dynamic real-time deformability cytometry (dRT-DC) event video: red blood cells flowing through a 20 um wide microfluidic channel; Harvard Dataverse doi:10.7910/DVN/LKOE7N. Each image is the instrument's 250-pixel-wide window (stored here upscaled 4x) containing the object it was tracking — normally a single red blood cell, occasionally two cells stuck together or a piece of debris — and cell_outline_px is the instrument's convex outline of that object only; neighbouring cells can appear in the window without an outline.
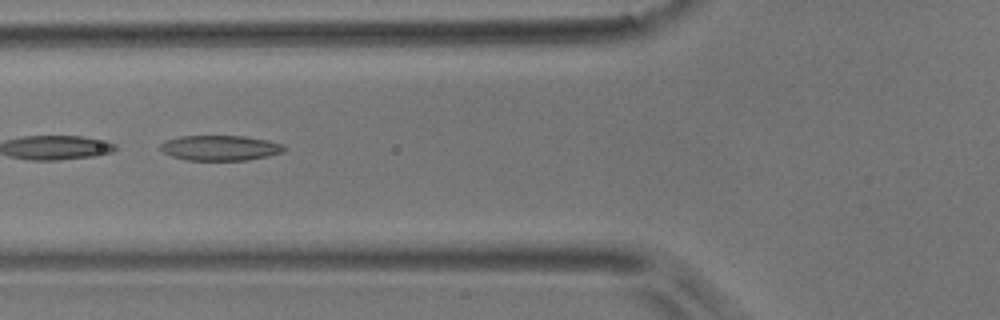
{"species": "common noctule bat (a hibernating species)", "species_latin": "Nyctalus noctula", "temperature_condition": "room temperature", "stored_images_in_passage": 12, "camera_frame_rate_fps": 3000, "um_per_image_px": 0.085, "animal": {"sex": "male", "body_mass_g": 17.9}, "frame": {"image": 1, "passage_image": 6, "time_ms": 1.667, "image_size_px": [1000, 320], "cell_outline_px": [[284, 152], [268, 156], [248, 160], [188, 160], [172, 156], [164, 152], [160, 148], [160, 144], [164, 140], [180, 136], [244, 136], [268, 140], [284, 144]], "centroid_in_image_um": [18.72, 12.57], "position_along_channel_um": 107.1, "area_um2": 18.21}}